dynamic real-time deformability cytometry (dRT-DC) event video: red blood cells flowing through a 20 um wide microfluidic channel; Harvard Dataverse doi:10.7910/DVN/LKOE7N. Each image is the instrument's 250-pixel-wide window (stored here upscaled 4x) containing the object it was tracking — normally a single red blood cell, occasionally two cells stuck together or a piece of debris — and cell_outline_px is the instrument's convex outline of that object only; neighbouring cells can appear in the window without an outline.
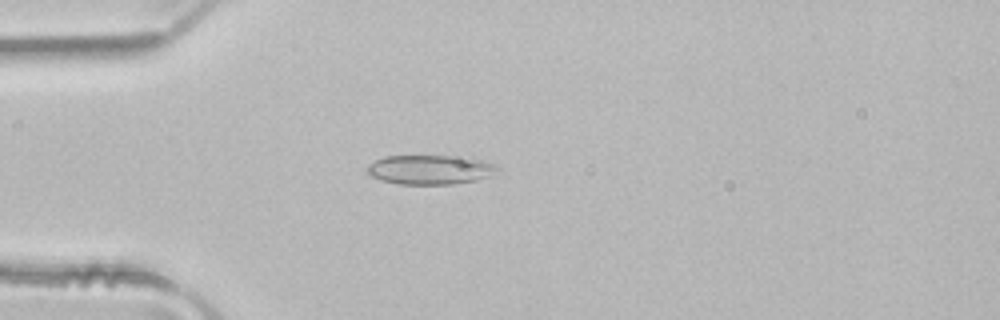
{"species": "common noctule bat (a hibernating species)", "species_latin": "Nyctalus noctula", "temperature_condition": "room temperature", "stored_images_in_passage": 1, "camera_frame_rate_fps": 3000, "um_per_image_px": 0.085, "animal": {"sex": "male", "body_mass_g": 21.5, "forearm_length_mm": 52.0}, "frame": {"image": 1, "passage_image": 1, "time_ms": 0.0, "image_size_px": [1000, 320], "cell_outline_px": [[500, 168], [488, 176], [476, 180], [452, 184], [400, 184], [380, 180], [372, 176], [368, 172], [368, 164], [384, 156], [468, 156], [496, 164]], "centroid_in_image_um": [36.58, 14.41], "position_along_channel_um": 48.4, "area_um2": 22.31}}